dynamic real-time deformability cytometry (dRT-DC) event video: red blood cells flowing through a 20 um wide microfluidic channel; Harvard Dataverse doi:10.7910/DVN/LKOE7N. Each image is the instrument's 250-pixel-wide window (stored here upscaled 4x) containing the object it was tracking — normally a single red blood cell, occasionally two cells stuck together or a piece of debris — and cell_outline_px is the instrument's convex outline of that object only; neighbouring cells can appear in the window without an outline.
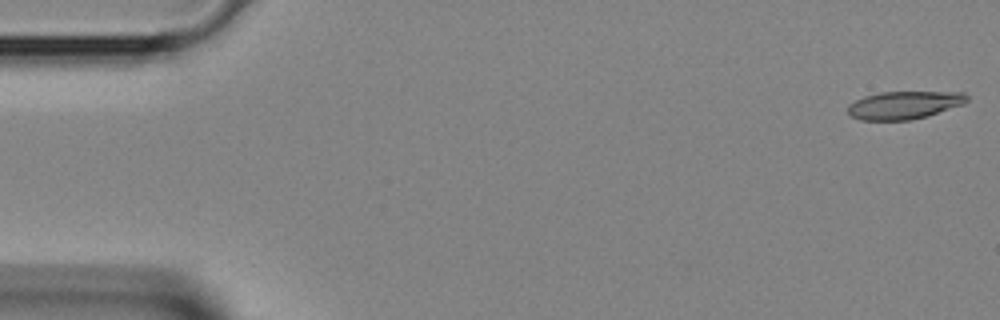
{"species": "Egyptian fruit bat (a non-hibernating species)", "species_latin": "Rousettus aegyptiacus", "temperature_condition": "room temperature", "stored_images_in_passage": 4, "camera_frame_rate_fps": 3000, "um_per_image_px": 0.085, "animal": {"sex": "female"}, "frame": {"image": 1, "passage_image": 1, "time_ms": 0.0, "image_size_px": [1000, 320], "cell_outline_px": [[968, 100], [964, 104], [928, 116], [912, 120], [860, 120], [852, 116], [848, 112], [848, 104], [864, 96], [880, 92], [964, 92], [968, 96]], "centroid_in_image_um": [76.87, 8.93], "position_along_channel_um": 8.1, "area_um2": 19.42}}